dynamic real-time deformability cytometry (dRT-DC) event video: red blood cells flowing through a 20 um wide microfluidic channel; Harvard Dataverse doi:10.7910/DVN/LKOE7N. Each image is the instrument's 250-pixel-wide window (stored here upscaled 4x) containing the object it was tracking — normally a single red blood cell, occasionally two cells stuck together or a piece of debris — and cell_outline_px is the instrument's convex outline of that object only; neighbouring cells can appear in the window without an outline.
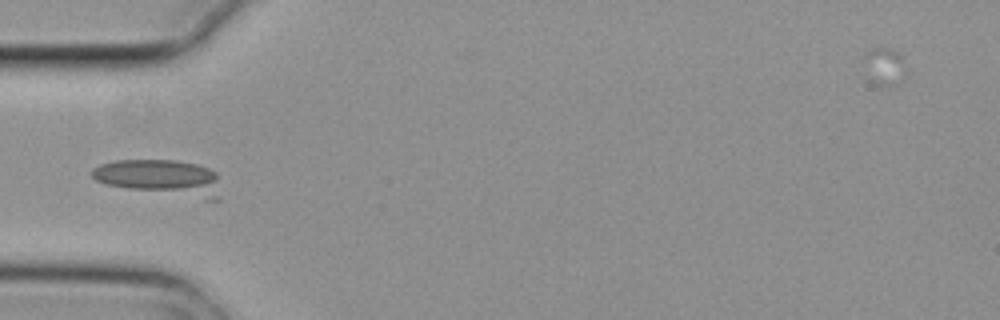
{"species": "common noctule bat (a hibernating species)", "species_latin": "Nyctalus noctula", "temperature_condition": "cold", "stored_images_in_passage": 6, "camera_frame_rate_fps": 3000, "um_per_image_px": 0.085, "animal": {"sex": "female", "body_mass_g": 29.2, "forearm_length_mm": 56.3}, "frame": {"image": 1, "passage_image": 5, "time_ms": 1.333, "image_size_px": [1000, 320], "cell_outline_px": [[220, 200], [204, 200], [128, 188], [104, 184], [96, 180], [92, 176], [92, 168], [100, 164], [116, 160], [176, 160], [196, 164], [208, 168], [216, 172]], "centroid_in_image_um": [13.65, 15.1], "position_along_channel_um": 71.3, "area_um2": 26.88}}